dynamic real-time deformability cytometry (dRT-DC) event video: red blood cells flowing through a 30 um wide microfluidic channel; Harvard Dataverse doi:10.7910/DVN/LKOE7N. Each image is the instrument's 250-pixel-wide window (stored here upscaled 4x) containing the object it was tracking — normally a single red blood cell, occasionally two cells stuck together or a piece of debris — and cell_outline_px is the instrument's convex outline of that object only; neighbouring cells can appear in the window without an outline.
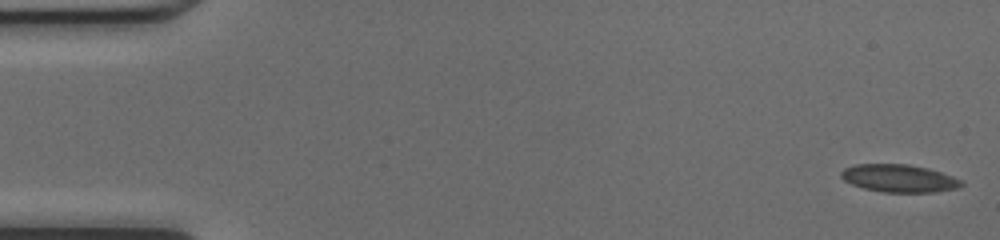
{"species": "common noctule bat (a hibernating species)", "species_latin": "Nyctalus noctula", "temperature_condition": "cold", "stored_images_in_passage": 48, "camera_frame_rate_fps": 3000, "um_per_image_px": 0.085, "animal": {"sex": "female", "body_mass_g": 17.0, "forearm_length_mm": 48.0}, "frame": {"image": 1, "passage_image": 1, "time_ms": 0.0, "image_size_px": [1000, 240], "cell_outline_px": [[964, 184], [956, 188], [936, 192], [884, 192], [864, 188], [852, 184], [844, 180], [840, 176], [840, 172], [844, 168], [856, 164], [908, 164], [928, 168], [964, 180]], "centroid_in_image_um": [76.43, 15.15], "position_along_channel_um": 8.6, "area_um2": 19.42}}
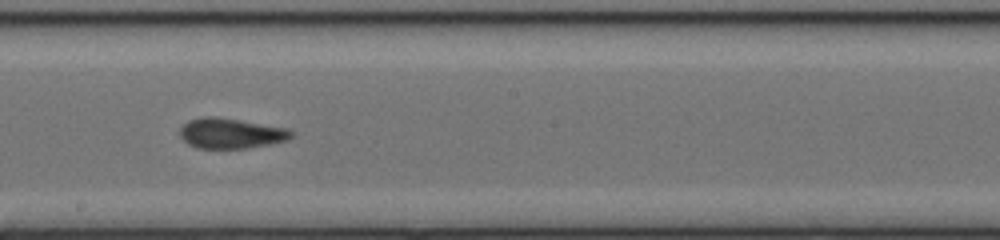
{"frame": {"image": 2, "passage_image": 27, "time_ms": 8.667, "image_size_px": [1000, 240], "cell_outline_px": [[292, 136], [288, 140], [248, 148], [196, 148], [188, 144], [180, 136], [180, 128], [188, 120], [200, 116], [216, 116], [288, 128], [292, 132]], "centroid_in_image_um": [19.59, 11.32], "position_along_channel_um": 228.6, "area_um2": 19.71}}
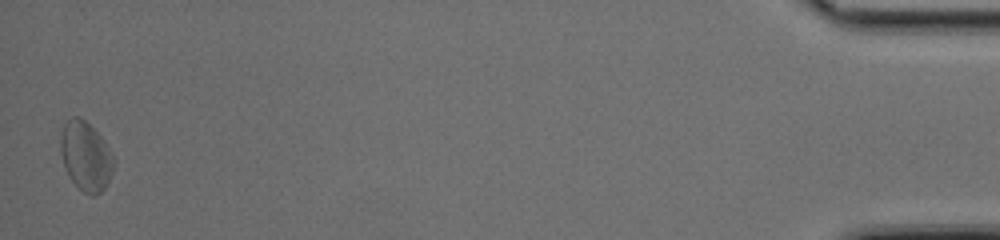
{"frame": {"image": 3, "passage_image": 48, "time_ms": 15.667, "image_size_px": [1000, 240], "cell_outline_px": [[112, 172], [104, 188], [96, 196], [92, 196], [84, 192], [68, 176], [60, 152], [60, 132], [64, 124], [72, 116], [80, 116], [100, 136], [112, 156]], "centroid_in_image_um": [7.24, 13.26], "position_along_channel_um": 428.0, "area_um2": 20.92}, "authors_computed_cell_mechanics": {"area_um2": 19.4208, "velocity_mm_per_s": 4.2376, "shape_relaxation_time_tau1_ms": 9.5404, "shape_relaxation_time_tau2_ms": 2.0155, "deformation_change_tau1": 0.1604, "deformation_change_tau2": 0.0956}}